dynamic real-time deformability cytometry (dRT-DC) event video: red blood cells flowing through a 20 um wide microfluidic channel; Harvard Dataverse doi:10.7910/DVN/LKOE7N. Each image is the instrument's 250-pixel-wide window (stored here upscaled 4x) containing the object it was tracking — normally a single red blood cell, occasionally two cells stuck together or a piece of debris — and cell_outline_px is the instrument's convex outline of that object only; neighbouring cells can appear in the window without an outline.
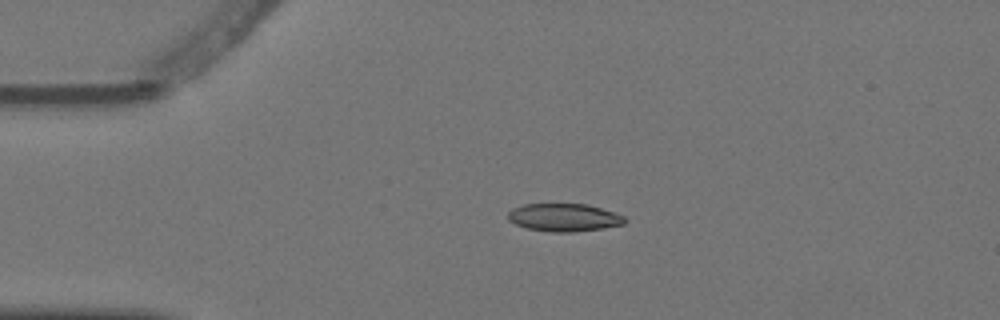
{"species": "Egyptian fruit bat (a non-hibernating species)", "species_latin": "Rousettus aegyptiacus", "temperature_condition": "warm", "stored_images_in_passage": 2, "camera_frame_rate_fps": 3000, "um_per_image_px": 0.085, "animal": {"sex": "female"}, "frame": {"image": 1, "passage_image": 1, "time_ms": 0.0, "image_size_px": [1000, 320], "cell_outline_px": [[628, 220], [624, 224], [604, 228], [572, 232], [552, 232], [528, 228], [516, 224], [508, 220], [508, 212], [512, 208], [524, 204], [588, 204], [624, 216]], "centroid_in_image_um": [47.94, 18.48], "position_along_channel_um": 37.1, "area_um2": 18.9}}